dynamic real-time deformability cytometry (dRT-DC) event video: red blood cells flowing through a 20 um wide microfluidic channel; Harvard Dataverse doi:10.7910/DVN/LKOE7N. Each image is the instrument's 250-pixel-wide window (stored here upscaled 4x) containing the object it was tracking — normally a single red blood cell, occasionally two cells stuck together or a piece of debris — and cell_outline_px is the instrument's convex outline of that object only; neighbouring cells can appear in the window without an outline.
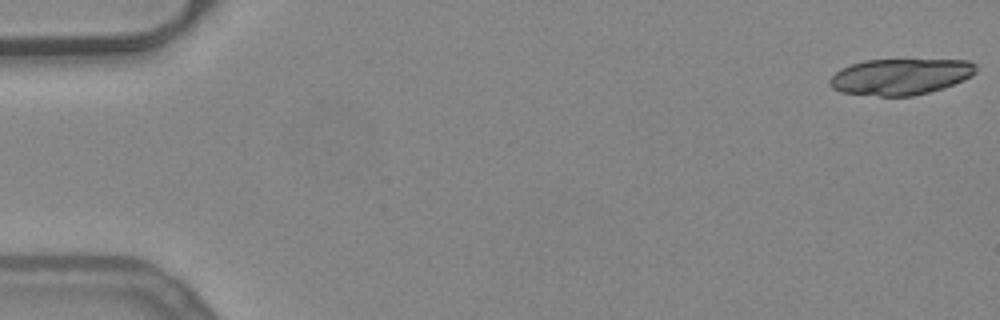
{"species": "common noctule bat (a hibernating species)", "species_latin": "Nyctalus noctula", "temperature_condition": "warm", "stored_images_in_passage": 19, "camera_frame_rate_fps": 3000, "um_per_image_px": 0.085, "animal": {"sex": "female", "body_mass_g": 24.6, "forearm_length_mm": 56.2}, "frame": {"image": 1, "passage_image": 1, "time_ms": 0.0, "image_size_px": [1000, 320], "cell_outline_px": [[976, 72], [972, 76], [964, 80], [944, 88], [912, 96], [880, 96], [840, 92], [832, 88], [828, 84], [828, 80], [840, 68], [864, 60], [968, 60], [976, 64]], "centroid_in_image_um": [76.53, 6.52], "position_along_channel_um": 8.5, "area_um2": 30.92}}